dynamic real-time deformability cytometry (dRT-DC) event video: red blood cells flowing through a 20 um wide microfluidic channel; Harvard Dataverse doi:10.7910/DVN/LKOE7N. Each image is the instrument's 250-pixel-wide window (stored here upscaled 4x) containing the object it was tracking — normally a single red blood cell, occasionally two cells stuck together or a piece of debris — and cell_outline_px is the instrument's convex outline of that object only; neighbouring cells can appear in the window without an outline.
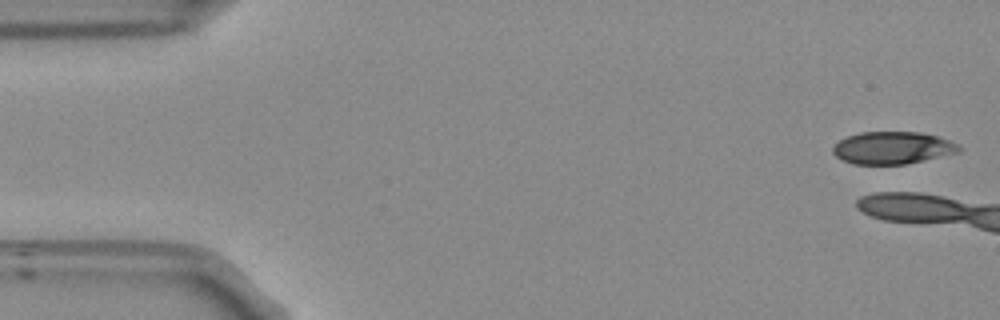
{"species": "Egyptian fruit bat (a non-hibernating species)", "species_latin": "Rousettus aegyptiacus", "temperature_condition": "room temperature", "stored_images_in_passage": 6, "camera_frame_rate_fps": 3000, "um_per_image_px": 0.085, "frame": {"image": 1, "passage_image": 1, "time_ms": 0.0, "image_size_px": [1000, 320], "cell_outline_px": [[960, 152], [924, 160], [904, 164], [852, 164], [836, 156], [832, 152], [832, 148], [840, 140], [848, 136], [860, 132], [920, 132], [936, 136], [960, 144]], "centroid_in_image_um": [75.87, 12.56], "position_along_channel_um": 9.1, "area_um2": 23.64}}